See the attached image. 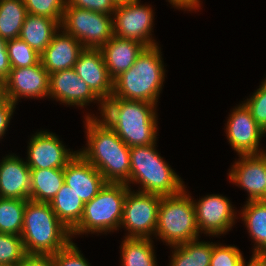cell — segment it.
I'll list each match as a JSON object with an SVG mask.
<instances>
[{
  "label": "cell",
  "mask_w": 266,
  "mask_h": 266,
  "mask_svg": "<svg viewBox=\"0 0 266 266\" xmlns=\"http://www.w3.org/2000/svg\"><path fill=\"white\" fill-rule=\"evenodd\" d=\"M86 147L77 150L102 175L106 182H130V147L99 116L86 114Z\"/></svg>",
  "instance_id": "cell-1"
},
{
  "label": "cell",
  "mask_w": 266,
  "mask_h": 266,
  "mask_svg": "<svg viewBox=\"0 0 266 266\" xmlns=\"http://www.w3.org/2000/svg\"><path fill=\"white\" fill-rule=\"evenodd\" d=\"M157 105L149 102L109 98L99 116L130 148L157 142Z\"/></svg>",
  "instance_id": "cell-2"
},
{
  "label": "cell",
  "mask_w": 266,
  "mask_h": 266,
  "mask_svg": "<svg viewBox=\"0 0 266 266\" xmlns=\"http://www.w3.org/2000/svg\"><path fill=\"white\" fill-rule=\"evenodd\" d=\"M159 44L145 47L134 64L113 80L110 98L149 102L157 105L165 72Z\"/></svg>",
  "instance_id": "cell-3"
},
{
  "label": "cell",
  "mask_w": 266,
  "mask_h": 266,
  "mask_svg": "<svg viewBox=\"0 0 266 266\" xmlns=\"http://www.w3.org/2000/svg\"><path fill=\"white\" fill-rule=\"evenodd\" d=\"M21 238L28 254H55L71 241V232L49 203L26 200Z\"/></svg>",
  "instance_id": "cell-4"
},
{
  "label": "cell",
  "mask_w": 266,
  "mask_h": 266,
  "mask_svg": "<svg viewBox=\"0 0 266 266\" xmlns=\"http://www.w3.org/2000/svg\"><path fill=\"white\" fill-rule=\"evenodd\" d=\"M135 146L130 148V182L136 183L139 192L157 194L160 196H172L185 189L184 181L163 160L164 158L156 150V145Z\"/></svg>",
  "instance_id": "cell-5"
},
{
  "label": "cell",
  "mask_w": 266,
  "mask_h": 266,
  "mask_svg": "<svg viewBox=\"0 0 266 266\" xmlns=\"http://www.w3.org/2000/svg\"><path fill=\"white\" fill-rule=\"evenodd\" d=\"M129 189L125 183L106 182L98 194L85 203L81 220L71 231L72 239L75 235L108 234L119 230Z\"/></svg>",
  "instance_id": "cell-6"
},
{
  "label": "cell",
  "mask_w": 266,
  "mask_h": 266,
  "mask_svg": "<svg viewBox=\"0 0 266 266\" xmlns=\"http://www.w3.org/2000/svg\"><path fill=\"white\" fill-rule=\"evenodd\" d=\"M185 189L172 196H162L158 209L155 237L168 246L199 239L192 197Z\"/></svg>",
  "instance_id": "cell-7"
},
{
  "label": "cell",
  "mask_w": 266,
  "mask_h": 266,
  "mask_svg": "<svg viewBox=\"0 0 266 266\" xmlns=\"http://www.w3.org/2000/svg\"><path fill=\"white\" fill-rule=\"evenodd\" d=\"M60 30L86 49H101L114 36L113 15L66 5Z\"/></svg>",
  "instance_id": "cell-8"
},
{
  "label": "cell",
  "mask_w": 266,
  "mask_h": 266,
  "mask_svg": "<svg viewBox=\"0 0 266 266\" xmlns=\"http://www.w3.org/2000/svg\"><path fill=\"white\" fill-rule=\"evenodd\" d=\"M161 197L157 194L135 192L132 189L127 191L120 223V229L125 228L127 231L125 238L155 236Z\"/></svg>",
  "instance_id": "cell-9"
},
{
  "label": "cell",
  "mask_w": 266,
  "mask_h": 266,
  "mask_svg": "<svg viewBox=\"0 0 266 266\" xmlns=\"http://www.w3.org/2000/svg\"><path fill=\"white\" fill-rule=\"evenodd\" d=\"M140 1L132 0L116 5L113 14L114 35L139 41L146 47L158 45L152 37L154 10L151 5H142Z\"/></svg>",
  "instance_id": "cell-10"
},
{
  "label": "cell",
  "mask_w": 266,
  "mask_h": 266,
  "mask_svg": "<svg viewBox=\"0 0 266 266\" xmlns=\"http://www.w3.org/2000/svg\"><path fill=\"white\" fill-rule=\"evenodd\" d=\"M192 201L200 234L213 237L225 235L237 221L235 207L226 196L210 194L199 198L198 201L192 198Z\"/></svg>",
  "instance_id": "cell-11"
},
{
  "label": "cell",
  "mask_w": 266,
  "mask_h": 266,
  "mask_svg": "<svg viewBox=\"0 0 266 266\" xmlns=\"http://www.w3.org/2000/svg\"><path fill=\"white\" fill-rule=\"evenodd\" d=\"M226 123V136L232 149L239 155L259 154L266 150L260 148V141L266 132L252 117L243 103L232 109Z\"/></svg>",
  "instance_id": "cell-12"
},
{
  "label": "cell",
  "mask_w": 266,
  "mask_h": 266,
  "mask_svg": "<svg viewBox=\"0 0 266 266\" xmlns=\"http://www.w3.org/2000/svg\"><path fill=\"white\" fill-rule=\"evenodd\" d=\"M27 148L26 163L30 169H64L78 153L65 148L59 137L47 130L33 134Z\"/></svg>",
  "instance_id": "cell-13"
},
{
  "label": "cell",
  "mask_w": 266,
  "mask_h": 266,
  "mask_svg": "<svg viewBox=\"0 0 266 266\" xmlns=\"http://www.w3.org/2000/svg\"><path fill=\"white\" fill-rule=\"evenodd\" d=\"M50 74L39 61L30 67L12 68L5 80L6 97L18 105L20 98H49Z\"/></svg>",
  "instance_id": "cell-14"
},
{
  "label": "cell",
  "mask_w": 266,
  "mask_h": 266,
  "mask_svg": "<svg viewBox=\"0 0 266 266\" xmlns=\"http://www.w3.org/2000/svg\"><path fill=\"white\" fill-rule=\"evenodd\" d=\"M229 170V182L247 192V201H266V151L239 155Z\"/></svg>",
  "instance_id": "cell-15"
},
{
  "label": "cell",
  "mask_w": 266,
  "mask_h": 266,
  "mask_svg": "<svg viewBox=\"0 0 266 266\" xmlns=\"http://www.w3.org/2000/svg\"><path fill=\"white\" fill-rule=\"evenodd\" d=\"M49 98L66 106L86 107L89 103H98L100 115L103 102L92 92L74 68L56 71L50 74Z\"/></svg>",
  "instance_id": "cell-16"
},
{
  "label": "cell",
  "mask_w": 266,
  "mask_h": 266,
  "mask_svg": "<svg viewBox=\"0 0 266 266\" xmlns=\"http://www.w3.org/2000/svg\"><path fill=\"white\" fill-rule=\"evenodd\" d=\"M73 68L103 103L112 96L113 79L109 75L100 49L84 48Z\"/></svg>",
  "instance_id": "cell-17"
},
{
  "label": "cell",
  "mask_w": 266,
  "mask_h": 266,
  "mask_svg": "<svg viewBox=\"0 0 266 266\" xmlns=\"http://www.w3.org/2000/svg\"><path fill=\"white\" fill-rule=\"evenodd\" d=\"M64 183L85 204L92 200L106 184L103 175L79 153L64 168Z\"/></svg>",
  "instance_id": "cell-18"
},
{
  "label": "cell",
  "mask_w": 266,
  "mask_h": 266,
  "mask_svg": "<svg viewBox=\"0 0 266 266\" xmlns=\"http://www.w3.org/2000/svg\"><path fill=\"white\" fill-rule=\"evenodd\" d=\"M31 188L30 168L16 154L0 160V198L29 200Z\"/></svg>",
  "instance_id": "cell-19"
},
{
  "label": "cell",
  "mask_w": 266,
  "mask_h": 266,
  "mask_svg": "<svg viewBox=\"0 0 266 266\" xmlns=\"http://www.w3.org/2000/svg\"><path fill=\"white\" fill-rule=\"evenodd\" d=\"M83 50L84 47L76 38L59 29L50 44L40 54V62L49 74L70 69L74 67Z\"/></svg>",
  "instance_id": "cell-20"
},
{
  "label": "cell",
  "mask_w": 266,
  "mask_h": 266,
  "mask_svg": "<svg viewBox=\"0 0 266 266\" xmlns=\"http://www.w3.org/2000/svg\"><path fill=\"white\" fill-rule=\"evenodd\" d=\"M146 46L139 41L113 36L100 50L110 77L114 80L127 71Z\"/></svg>",
  "instance_id": "cell-21"
},
{
  "label": "cell",
  "mask_w": 266,
  "mask_h": 266,
  "mask_svg": "<svg viewBox=\"0 0 266 266\" xmlns=\"http://www.w3.org/2000/svg\"><path fill=\"white\" fill-rule=\"evenodd\" d=\"M59 29L60 23L55 19L27 14L19 38L41 54Z\"/></svg>",
  "instance_id": "cell-22"
},
{
  "label": "cell",
  "mask_w": 266,
  "mask_h": 266,
  "mask_svg": "<svg viewBox=\"0 0 266 266\" xmlns=\"http://www.w3.org/2000/svg\"><path fill=\"white\" fill-rule=\"evenodd\" d=\"M254 243L253 253L266 250V201H246L239 212Z\"/></svg>",
  "instance_id": "cell-23"
},
{
  "label": "cell",
  "mask_w": 266,
  "mask_h": 266,
  "mask_svg": "<svg viewBox=\"0 0 266 266\" xmlns=\"http://www.w3.org/2000/svg\"><path fill=\"white\" fill-rule=\"evenodd\" d=\"M29 200L50 203L64 184V169H30Z\"/></svg>",
  "instance_id": "cell-24"
},
{
  "label": "cell",
  "mask_w": 266,
  "mask_h": 266,
  "mask_svg": "<svg viewBox=\"0 0 266 266\" xmlns=\"http://www.w3.org/2000/svg\"><path fill=\"white\" fill-rule=\"evenodd\" d=\"M49 204L70 232L79 224L85 204L67 184H63Z\"/></svg>",
  "instance_id": "cell-25"
},
{
  "label": "cell",
  "mask_w": 266,
  "mask_h": 266,
  "mask_svg": "<svg viewBox=\"0 0 266 266\" xmlns=\"http://www.w3.org/2000/svg\"><path fill=\"white\" fill-rule=\"evenodd\" d=\"M170 248L169 266H210L213 242L196 239Z\"/></svg>",
  "instance_id": "cell-26"
},
{
  "label": "cell",
  "mask_w": 266,
  "mask_h": 266,
  "mask_svg": "<svg viewBox=\"0 0 266 266\" xmlns=\"http://www.w3.org/2000/svg\"><path fill=\"white\" fill-rule=\"evenodd\" d=\"M153 238H125L121 243V266H157Z\"/></svg>",
  "instance_id": "cell-27"
},
{
  "label": "cell",
  "mask_w": 266,
  "mask_h": 266,
  "mask_svg": "<svg viewBox=\"0 0 266 266\" xmlns=\"http://www.w3.org/2000/svg\"><path fill=\"white\" fill-rule=\"evenodd\" d=\"M27 10L23 0H0V37L19 38Z\"/></svg>",
  "instance_id": "cell-28"
},
{
  "label": "cell",
  "mask_w": 266,
  "mask_h": 266,
  "mask_svg": "<svg viewBox=\"0 0 266 266\" xmlns=\"http://www.w3.org/2000/svg\"><path fill=\"white\" fill-rule=\"evenodd\" d=\"M26 200L0 198V233L21 235Z\"/></svg>",
  "instance_id": "cell-29"
},
{
  "label": "cell",
  "mask_w": 266,
  "mask_h": 266,
  "mask_svg": "<svg viewBox=\"0 0 266 266\" xmlns=\"http://www.w3.org/2000/svg\"><path fill=\"white\" fill-rule=\"evenodd\" d=\"M26 254L21 235L0 233V266H15Z\"/></svg>",
  "instance_id": "cell-30"
},
{
  "label": "cell",
  "mask_w": 266,
  "mask_h": 266,
  "mask_svg": "<svg viewBox=\"0 0 266 266\" xmlns=\"http://www.w3.org/2000/svg\"><path fill=\"white\" fill-rule=\"evenodd\" d=\"M7 51L11 68L30 67L40 61V54L20 38L8 40Z\"/></svg>",
  "instance_id": "cell-31"
},
{
  "label": "cell",
  "mask_w": 266,
  "mask_h": 266,
  "mask_svg": "<svg viewBox=\"0 0 266 266\" xmlns=\"http://www.w3.org/2000/svg\"><path fill=\"white\" fill-rule=\"evenodd\" d=\"M27 14L45 16L61 22L67 0H23Z\"/></svg>",
  "instance_id": "cell-32"
},
{
  "label": "cell",
  "mask_w": 266,
  "mask_h": 266,
  "mask_svg": "<svg viewBox=\"0 0 266 266\" xmlns=\"http://www.w3.org/2000/svg\"><path fill=\"white\" fill-rule=\"evenodd\" d=\"M244 257L235 245L213 243L210 266H241Z\"/></svg>",
  "instance_id": "cell-33"
},
{
  "label": "cell",
  "mask_w": 266,
  "mask_h": 266,
  "mask_svg": "<svg viewBox=\"0 0 266 266\" xmlns=\"http://www.w3.org/2000/svg\"><path fill=\"white\" fill-rule=\"evenodd\" d=\"M243 103L250 110L255 121L266 132V82L263 80L259 88Z\"/></svg>",
  "instance_id": "cell-34"
},
{
  "label": "cell",
  "mask_w": 266,
  "mask_h": 266,
  "mask_svg": "<svg viewBox=\"0 0 266 266\" xmlns=\"http://www.w3.org/2000/svg\"><path fill=\"white\" fill-rule=\"evenodd\" d=\"M53 255L54 266H90L73 240Z\"/></svg>",
  "instance_id": "cell-35"
},
{
  "label": "cell",
  "mask_w": 266,
  "mask_h": 266,
  "mask_svg": "<svg viewBox=\"0 0 266 266\" xmlns=\"http://www.w3.org/2000/svg\"><path fill=\"white\" fill-rule=\"evenodd\" d=\"M66 5L113 15L117 4L114 0H67Z\"/></svg>",
  "instance_id": "cell-36"
},
{
  "label": "cell",
  "mask_w": 266,
  "mask_h": 266,
  "mask_svg": "<svg viewBox=\"0 0 266 266\" xmlns=\"http://www.w3.org/2000/svg\"><path fill=\"white\" fill-rule=\"evenodd\" d=\"M15 266H54L51 254H26V256Z\"/></svg>",
  "instance_id": "cell-37"
},
{
  "label": "cell",
  "mask_w": 266,
  "mask_h": 266,
  "mask_svg": "<svg viewBox=\"0 0 266 266\" xmlns=\"http://www.w3.org/2000/svg\"><path fill=\"white\" fill-rule=\"evenodd\" d=\"M16 104L6 100L0 105V139H2L8 129L10 120L15 112Z\"/></svg>",
  "instance_id": "cell-38"
},
{
  "label": "cell",
  "mask_w": 266,
  "mask_h": 266,
  "mask_svg": "<svg viewBox=\"0 0 266 266\" xmlns=\"http://www.w3.org/2000/svg\"><path fill=\"white\" fill-rule=\"evenodd\" d=\"M11 69L7 51V41L0 37V79L6 80Z\"/></svg>",
  "instance_id": "cell-39"
},
{
  "label": "cell",
  "mask_w": 266,
  "mask_h": 266,
  "mask_svg": "<svg viewBox=\"0 0 266 266\" xmlns=\"http://www.w3.org/2000/svg\"><path fill=\"white\" fill-rule=\"evenodd\" d=\"M245 260L243 259L241 266H266V258L260 253H253L247 264Z\"/></svg>",
  "instance_id": "cell-40"
},
{
  "label": "cell",
  "mask_w": 266,
  "mask_h": 266,
  "mask_svg": "<svg viewBox=\"0 0 266 266\" xmlns=\"http://www.w3.org/2000/svg\"><path fill=\"white\" fill-rule=\"evenodd\" d=\"M7 100L5 80L0 79V105Z\"/></svg>",
  "instance_id": "cell-41"
},
{
  "label": "cell",
  "mask_w": 266,
  "mask_h": 266,
  "mask_svg": "<svg viewBox=\"0 0 266 266\" xmlns=\"http://www.w3.org/2000/svg\"><path fill=\"white\" fill-rule=\"evenodd\" d=\"M116 2V4H119V3H125V2H129V1H132V0H114Z\"/></svg>",
  "instance_id": "cell-42"
},
{
  "label": "cell",
  "mask_w": 266,
  "mask_h": 266,
  "mask_svg": "<svg viewBox=\"0 0 266 266\" xmlns=\"http://www.w3.org/2000/svg\"><path fill=\"white\" fill-rule=\"evenodd\" d=\"M262 255L266 258V250L262 253Z\"/></svg>",
  "instance_id": "cell-43"
}]
</instances>
